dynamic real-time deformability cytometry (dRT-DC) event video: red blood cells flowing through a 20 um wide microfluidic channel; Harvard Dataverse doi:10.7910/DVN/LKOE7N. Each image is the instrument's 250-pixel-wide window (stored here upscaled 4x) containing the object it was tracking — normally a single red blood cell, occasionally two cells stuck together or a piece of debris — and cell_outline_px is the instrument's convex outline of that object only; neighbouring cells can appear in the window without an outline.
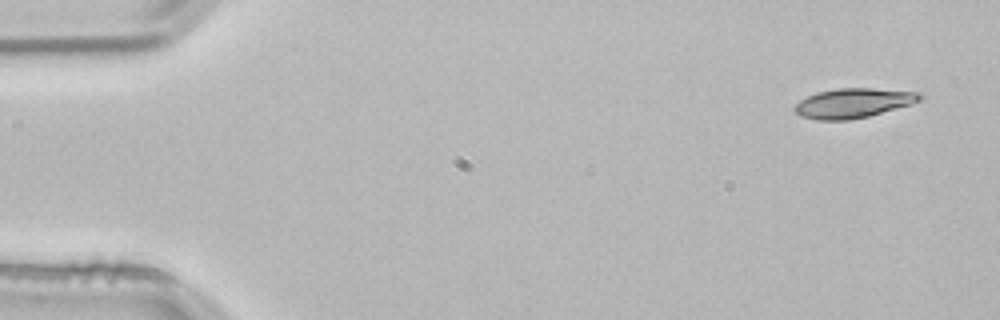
{"species": "common noctule bat (a hibernating species)", "species_latin": "Nyctalus noctula", "temperature_condition": "room temperature", "stored_images_in_passage": 4, "camera_frame_rate_fps": 3000, "um_per_image_px": 0.085, "animal": {"sex": "male", "body_mass_g": 21.5, "forearm_length_mm": 52.0}, "frame": {"image": 1, "passage_image": 1, "time_ms": 0.0, "image_size_px": [1000, 320], "cell_outline_px": [[924, 96], [920, 100], [912, 104], [868, 116], [848, 120], [816, 120], [800, 116], [792, 108], [800, 100], [816, 92], [836, 88], [872, 88], [920, 92]], "centroid_in_image_um": [72.52, 8.75], "position_along_channel_um": 12.5, "area_um2": 21.68}}
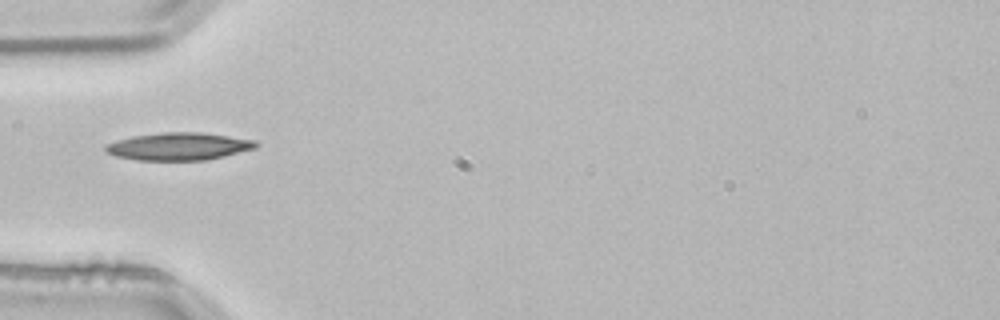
{"frame": {"image": 2, "passage_image": 4, "time_ms": 1.0, "image_size_px": [1000, 320], "cell_outline_px": [[260, 144], [256, 148], [224, 156], [204, 160], [136, 160], [116, 156], [108, 152], [104, 148], [104, 144], [116, 140], [132, 136], [164, 132], [200, 132], [256, 140]], "centroid_in_image_um": [15.19, 12.44], "position_along_channel_um": 69.8, "area_um2": 24.16}}